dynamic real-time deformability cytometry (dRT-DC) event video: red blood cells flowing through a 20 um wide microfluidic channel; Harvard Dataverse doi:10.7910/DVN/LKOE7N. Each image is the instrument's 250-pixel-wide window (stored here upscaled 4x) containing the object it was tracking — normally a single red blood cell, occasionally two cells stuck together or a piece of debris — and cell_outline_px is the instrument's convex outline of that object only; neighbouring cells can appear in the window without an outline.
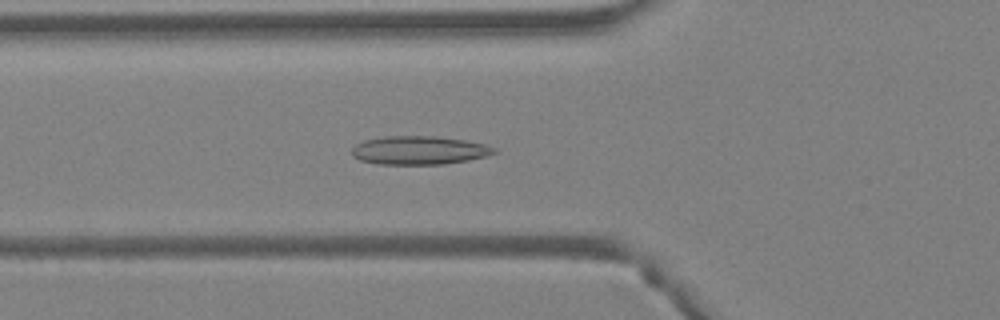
{"species": "Egyptian fruit bat (a non-hibernating species)", "species_latin": "Rousettus aegyptiacus", "temperature_condition": "warm", "stored_images_in_passage": 35, "camera_frame_rate_fps": 3000, "um_per_image_px": 0.085, "animal": {"sex": "female"}, "frame": {"image": 1, "passage_image": 7, "time_ms": 2.0, "image_size_px": [1000, 320], "cell_outline_px": [[496, 152], [484, 156], [468, 160], [444, 164], [376, 164], [360, 160], [352, 156], [352, 148], [356, 144], [364, 140], [384, 136], [432, 136], [464, 140], [484, 144], [496, 148]], "centroid_in_image_um": [35.58, 12.77], "position_along_channel_um": 90.2, "area_um2": 23.52}}
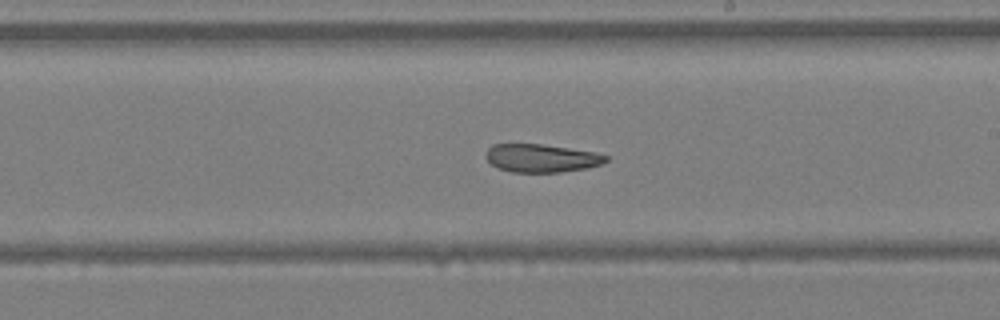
{"frame": {"image": 2, "passage_image": 17, "time_ms": 5.333, "image_size_px": [1000, 320], "cell_outline_px": [[608, 160], [600, 164], [588, 168], [560, 172], [512, 172], [500, 168], [492, 164], [484, 156], [488, 148], [492, 144], [540, 144], [596, 152], [608, 156]], "centroid_in_image_um": [46.02, 13.44], "position_along_channel_um": 243.0, "area_um2": 19.59}}
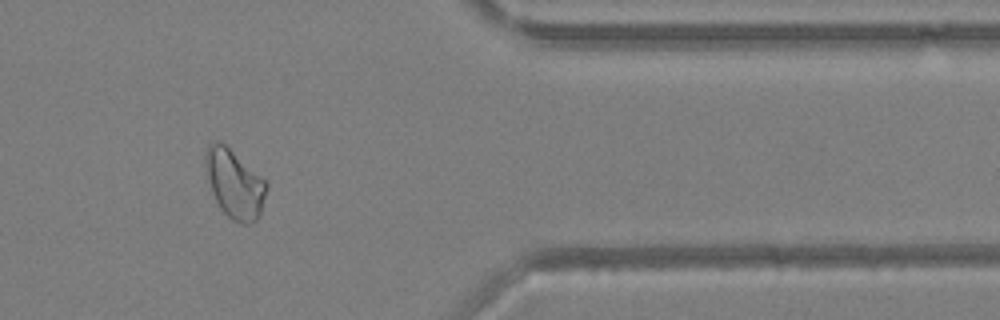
{"frame": {"image": 3, "passage_image": 28, "time_ms": 9.0, "image_size_px": [1000, 320], "cell_outline_px": [[268, 188], [260, 216], [256, 220], [248, 224], [244, 224], [232, 220], [220, 208], [212, 192], [204, 168], [204, 156], [208, 144], [216, 140], [220, 140], [264, 180], [268, 184]], "centroid_in_image_um": [19.91, 15.63], "position_along_channel_um": 391.5, "area_um2": 24.33}, "authors_computed_cell_mechanics": {"area_um2": 22.4842, "velocity_mm_per_s": 4.5856, "shape_relaxation_time_tau1_ms": null, "shape_relaxation_time_tau2_ms": 5.9246, "deformation_change_tau1": null, "deformation_change_tau2": 0.1316}}